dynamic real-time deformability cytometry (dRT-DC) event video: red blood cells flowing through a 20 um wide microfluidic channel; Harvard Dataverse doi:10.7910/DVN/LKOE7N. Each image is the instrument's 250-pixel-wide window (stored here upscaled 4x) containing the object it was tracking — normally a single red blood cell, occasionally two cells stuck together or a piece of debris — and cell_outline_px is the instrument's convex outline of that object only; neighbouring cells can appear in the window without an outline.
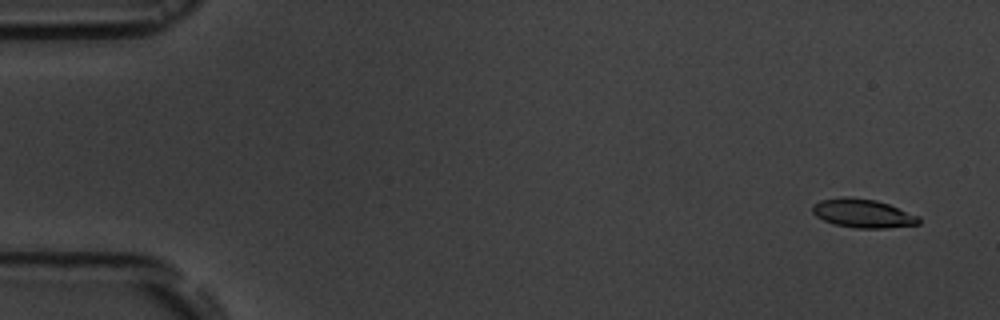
{"species": "common noctule bat (a hibernating species)", "species_latin": "Nyctalus noctula", "temperature_condition": "room temperature", "stored_images_in_passage": 5, "camera_frame_rate_fps": 3000, "um_per_image_px": 0.085, "animal": {"sex": "male", "body_mass_g": 19.5, "forearm_length_mm": 54.6}, "frame": {"image": 1, "passage_image": 1, "time_ms": 0.0, "image_size_px": [1000, 320], "cell_outline_px": [[920, 224], [888, 228], [856, 228], [836, 224], [824, 220], [816, 216], [812, 212], [812, 204], [820, 200], [844, 196], [848, 196], [876, 200], [888, 204], [920, 216]], "centroid_in_image_um": [73.35, 18.13], "position_along_channel_um": 11.7, "area_um2": 17.86}}
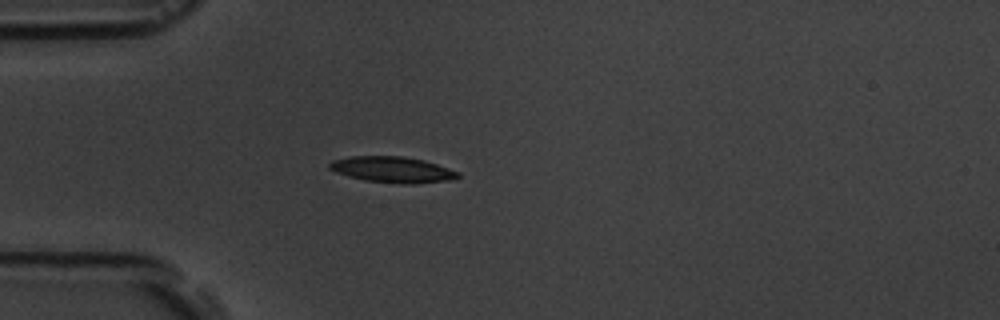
{"frame": {"image": 2, "passage_image": 5, "time_ms": 4.333, "image_size_px": [1000, 320], "cell_outline_px": [[460, 176], [444, 180], [412, 184], [400, 184], [364, 180], [348, 176], [336, 172], [328, 168], [328, 164], [332, 160], [352, 156], [404, 156], [424, 160], [460, 172]], "centroid_in_image_um": [33.31, 14.41], "position_along_channel_um": 51.7, "area_um2": 19.31}}